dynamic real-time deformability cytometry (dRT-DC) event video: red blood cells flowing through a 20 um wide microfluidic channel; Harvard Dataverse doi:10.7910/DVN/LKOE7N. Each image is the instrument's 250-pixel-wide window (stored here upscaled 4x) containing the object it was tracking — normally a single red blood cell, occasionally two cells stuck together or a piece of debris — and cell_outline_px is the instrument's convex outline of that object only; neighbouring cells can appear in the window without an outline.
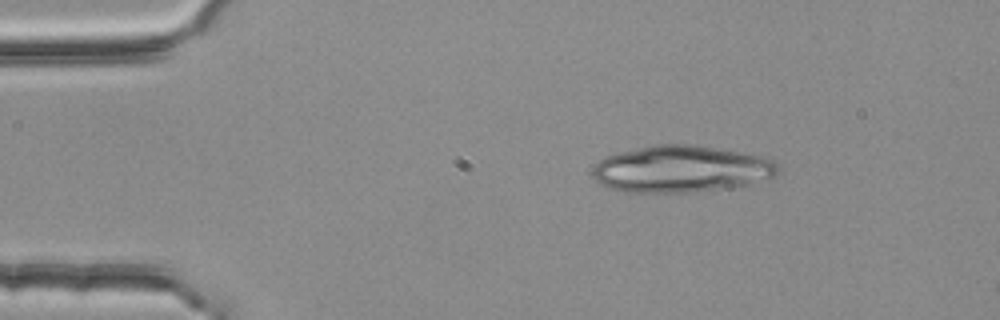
{"species": "common noctule bat (a hibernating species)", "species_latin": "Nyctalus noctula", "temperature_condition": "room temperature", "stored_images_in_passage": 3, "segment_of_instrument_passage": [1, 2], "camera_frame_rate_fps": 3000, "um_per_image_px": 0.085, "animal": {"sex": "female", "body_mass_g": 25.1}, "frame": {"image": 1, "passage_image": 1, "time_ms": 0.0, "image_size_px": [1000, 320], "cell_outline_px": [[780, 168], [776, 176], [748, 184], [696, 192], [624, 192], [608, 188], [600, 184], [592, 176], [592, 168], [600, 160], [608, 156], [620, 152], [656, 144], [688, 144], [748, 152], [772, 160], [780, 164]], "centroid_in_image_um": [57.92, 14.36], "position_along_channel_um": 27.1, "area_um2": 50.69}}